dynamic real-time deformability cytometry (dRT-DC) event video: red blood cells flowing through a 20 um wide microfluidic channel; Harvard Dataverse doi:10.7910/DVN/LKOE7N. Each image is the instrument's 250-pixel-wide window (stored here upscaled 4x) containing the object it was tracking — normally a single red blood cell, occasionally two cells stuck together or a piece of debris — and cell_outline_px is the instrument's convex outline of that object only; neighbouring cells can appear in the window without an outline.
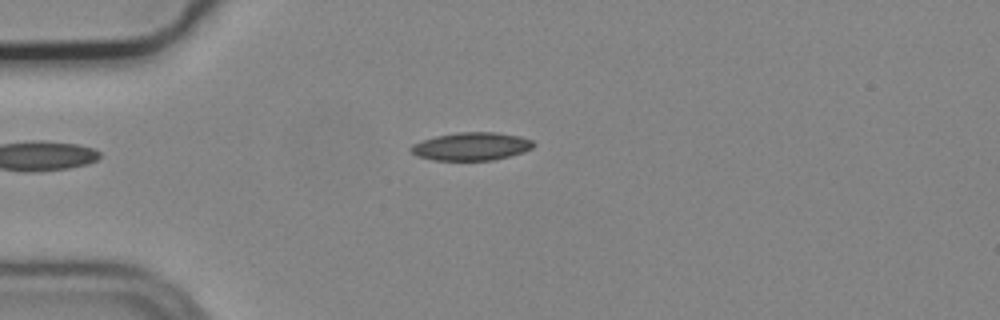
{"species": "common noctule bat (a hibernating species)", "species_latin": "Nyctalus noctula", "temperature_condition": "cold", "stored_images_in_passage": 3, "camera_frame_rate_fps": 3000, "um_per_image_px": 0.085, "animal": {"sex": "male", "body_mass_g": 19.2, "forearm_length_mm": 51.8}, "frame": {"image": 1, "passage_image": 1, "time_ms": 0.0, "image_size_px": [1000, 320], "cell_outline_px": [[536, 144], [532, 148], [524, 152], [492, 160], [432, 160], [420, 156], [412, 152], [408, 148], [412, 144], [436, 136], [460, 132], [496, 132], [520, 136], [532, 140]], "centroid_in_image_um": [40.09, 12.44], "position_along_channel_um": 44.9, "area_um2": 19.88}}
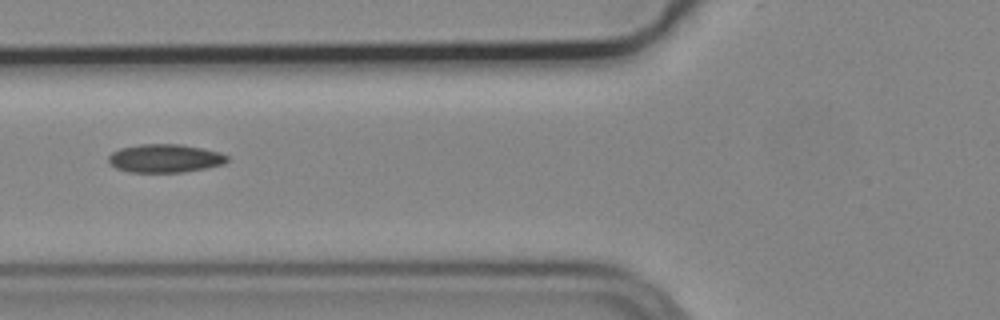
{"frame": {"image": 2, "passage_image": 3, "time_ms": 0.667, "image_size_px": [1000, 320], "cell_outline_px": [[228, 160], [224, 164], [184, 172], [128, 172], [116, 168], [108, 164], [108, 156], [112, 152], [120, 148], [140, 144], [180, 144], [220, 152], [228, 156]], "centroid_in_image_um": [13.98, 13.46], "position_along_channel_um": 111.8, "area_um2": 19.65}}